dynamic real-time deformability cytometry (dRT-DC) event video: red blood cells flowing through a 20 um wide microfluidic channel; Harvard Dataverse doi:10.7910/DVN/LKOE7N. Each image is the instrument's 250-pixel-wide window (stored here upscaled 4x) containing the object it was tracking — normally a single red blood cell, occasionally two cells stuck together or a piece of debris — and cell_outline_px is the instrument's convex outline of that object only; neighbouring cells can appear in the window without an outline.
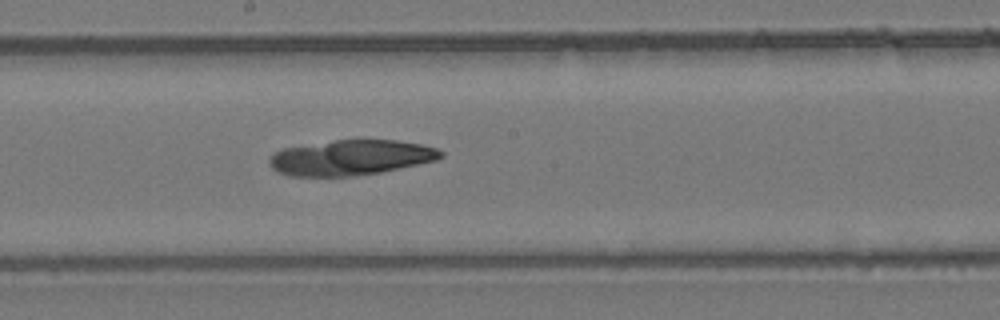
{"species": "common noctule bat (a hibernating species)", "species_latin": "Nyctalus noctula", "temperature_condition": "room temperature", "stored_images_in_passage": 53, "camera_frame_rate_fps": 3000, "um_per_image_px": 0.085, "animal": {"sex": "female", "body_mass_g": 24.6, "forearm_length_mm": 56.2}, "frame": {"image": 1, "passage_image": 29, "time_ms": 9.333, "image_size_px": [1000, 320], "cell_outline_px": [[444, 156], [436, 160], [380, 172], [352, 176], [292, 176], [276, 172], [268, 164], [268, 156], [284, 148], [360, 136], [396, 140], [420, 144], [436, 148], [444, 152]], "centroid_in_image_um": [29.81, 13.36], "position_along_channel_um": 218.4, "area_um2": 36.01}}
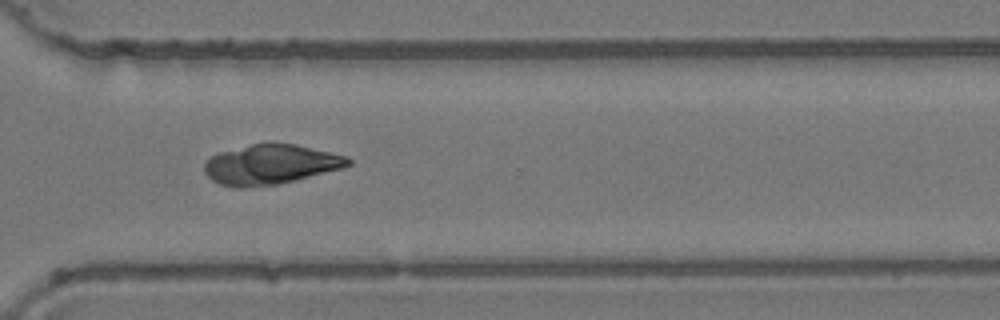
{"frame": {"image": 2, "passage_image": 39, "time_ms": 12.667, "image_size_px": [1000, 320], "cell_outline_px": [[352, 164], [344, 168], [280, 184], [244, 188], [236, 188], [220, 184], [212, 180], [204, 172], [204, 164], [212, 156], [220, 152], [268, 140], [272, 140], [296, 144], [348, 156], [352, 160]], "centroid_in_image_um": [23.04, 13.96], "position_along_channel_um": 347.6, "area_um2": 34.04}}
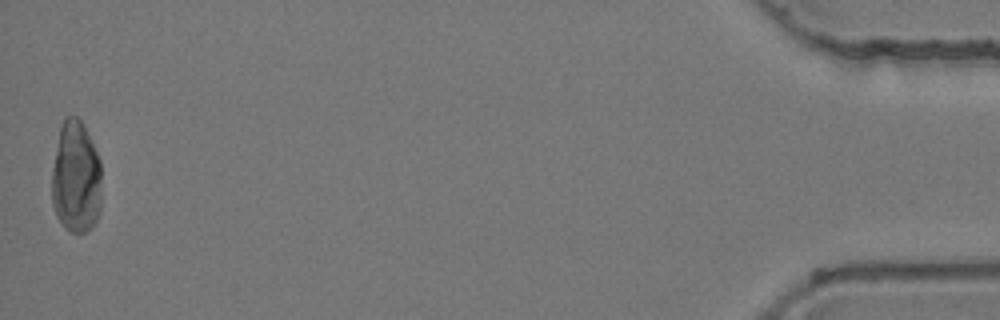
{"frame": {"image": 3, "passage_image": 53, "time_ms": 17.333, "image_size_px": [1000, 320], "cell_outline_px": [[100, 212], [92, 228], [84, 232], [72, 232], [64, 228], [56, 216], [52, 204], [52, 168], [60, 128], [64, 116], [76, 116], [84, 124], [100, 160]], "centroid_in_image_um": [6.45, 15.09], "position_along_channel_um": 428.8, "area_um2": 32.83}}